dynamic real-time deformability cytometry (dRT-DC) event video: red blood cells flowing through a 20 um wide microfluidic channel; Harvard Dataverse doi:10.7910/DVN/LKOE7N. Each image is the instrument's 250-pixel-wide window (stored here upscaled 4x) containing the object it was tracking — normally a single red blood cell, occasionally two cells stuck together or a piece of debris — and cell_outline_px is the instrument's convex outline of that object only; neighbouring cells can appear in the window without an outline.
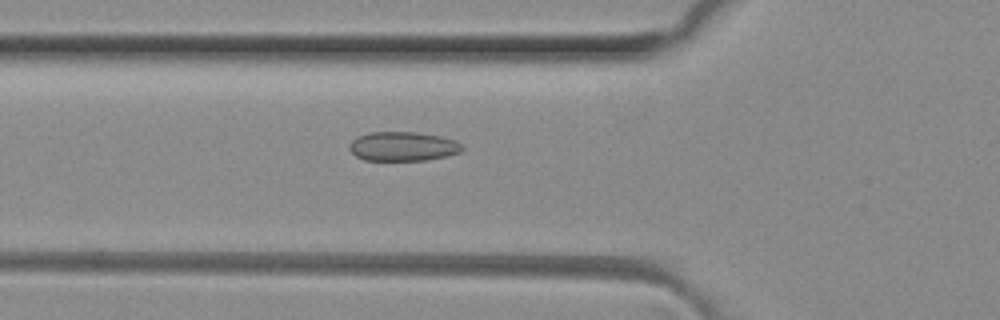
{"species": "common noctule bat (a hibernating species)", "species_latin": "Nyctalus noctula", "temperature_condition": "room temperature", "stored_images_in_passage": 50, "camera_frame_rate_fps": 3000, "um_per_image_px": 0.085, "animal": {"sex": "female", "body_mass_g": 29.2, "forearm_length_mm": 56.3}, "frame": {"image": 1, "passage_image": 18, "time_ms": 5.667, "image_size_px": [1000, 320], "cell_outline_px": [[464, 148], [460, 152], [448, 156], [428, 160], [364, 160], [356, 156], [348, 148], [348, 144], [356, 136], [368, 132], [416, 132], [440, 136], [456, 140]], "centroid_in_image_um": [34.23, 12.44], "position_along_channel_um": 91.6, "area_um2": 19.42}}
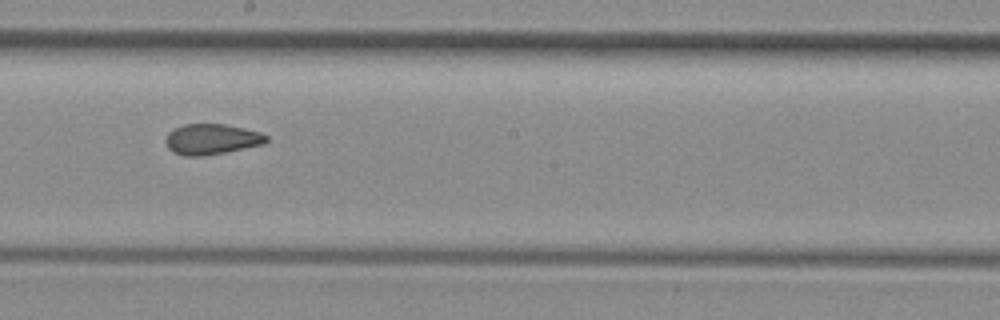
{"frame": {"image": 2, "passage_image": 28, "time_ms": 9.0, "image_size_px": [1000, 320], "cell_outline_px": [[268, 140], [264, 144], [204, 156], [184, 156], [172, 152], [168, 148], [164, 140], [168, 132], [184, 124], [224, 124], [244, 128], [260, 132], [268, 136]], "centroid_in_image_um": [17.97, 11.83], "position_along_channel_um": 230.2, "area_um2": 17.98}}
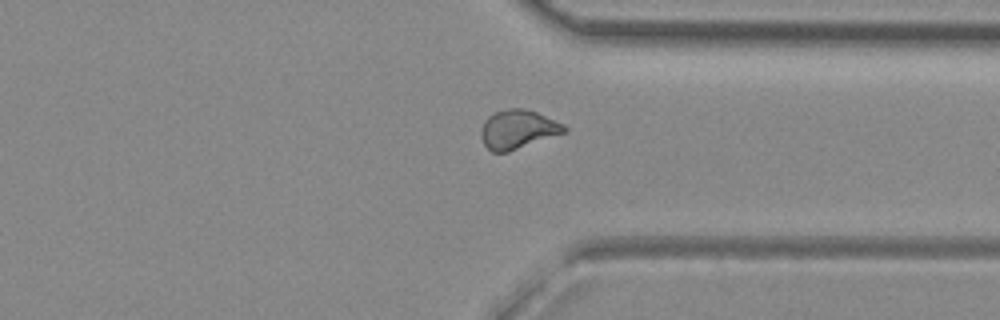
{"frame": {"image": 3, "passage_image": 38, "time_ms": 12.333, "image_size_px": [1000, 320], "cell_outline_px": [[568, 128], [564, 132], [508, 152], [492, 152], [484, 144], [480, 136], [480, 128], [484, 120], [492, 112], [508, 108], [524, 108], [536, 112], [564, 124]], "centroid_in_image_um": [43.96, 10.98], "position_along_channel_um": 367.4, "area_um2": 18.84}, "authors_computed_cell_mechanics": {"area_um2": 18.8428, "velocity_mm_per_s": 4.1394, "shape_relaxation_time_tau1_ms": 5.3319, "shape_relaxation_time_tau2_ms": 1.6558, "deformation_change_tau1": 0.099, "deformation_change_tau2": 0.0575}}